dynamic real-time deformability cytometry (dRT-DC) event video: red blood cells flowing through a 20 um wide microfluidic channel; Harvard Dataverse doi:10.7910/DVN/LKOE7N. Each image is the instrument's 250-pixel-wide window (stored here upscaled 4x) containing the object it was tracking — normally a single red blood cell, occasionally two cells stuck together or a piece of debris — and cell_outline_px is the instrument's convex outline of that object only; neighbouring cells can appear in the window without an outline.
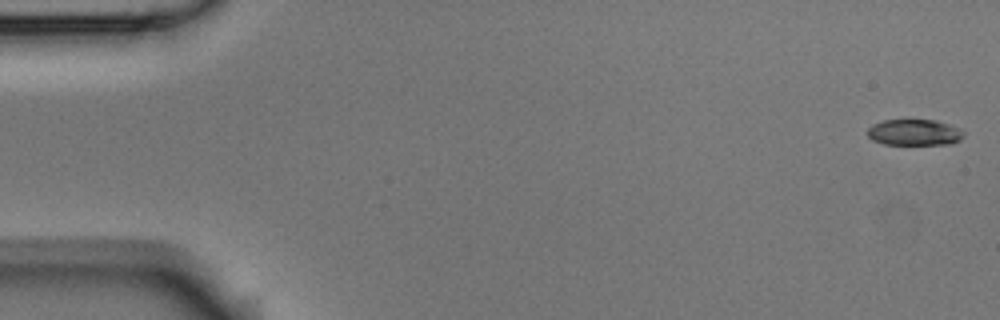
{"species": "Egyptian fruit bat (a non-hibernating species)", "species_latin": "Rousettus aegyptiacus", "temperature_condition": "room temperature", "stored_images_in_passage": 53, "camera_frame_rate_fps": 3000, "um_per_image_px": 0.085, "animal": {"sex": "male"}, "frame": {"image": 1, "passage_image": 1, "time_ms": 0.0, "image_size_px": [1000, 320], "cell_outline_px": [[964, 136], [960, 140], [952, 144], [884, 144], [872, 140], [868, 136], [868, 128], [872, 124], [884, 120], [908, 116], [936, 120], [948, 124], [964, 132]], "centroid_in_image_um": [77.69, 11.2], "position_along_channel_um": 7.3, "area_um2": 15.32}}
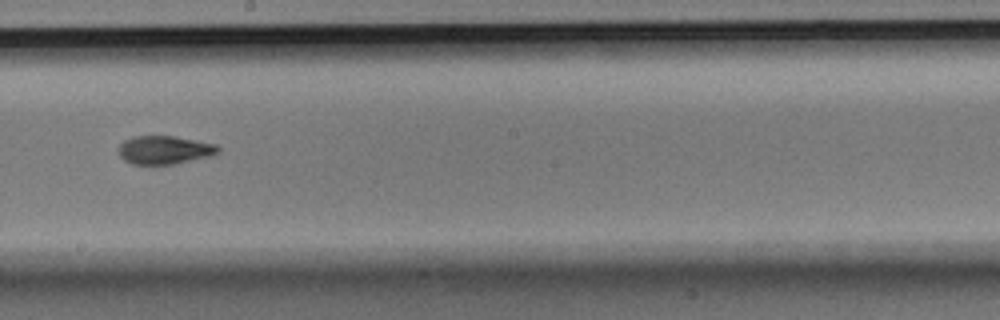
{"frame": {"image": 2, "passage_image": 30, "time_ms": 9.667, "image_size_px": [1000, 320], "cell_outline_px": [[220, 152], [208, 156], [172, 164], [132, 164], [124, 160], [120, 156], [120, 144], [124, 140], [132, 136], [176, 136], [216, 144], [220, 148]], "centroid_in_image_um": [13.98, 12.73], "position_along_channel_um": 234.2, "area_um2": 16.3}}
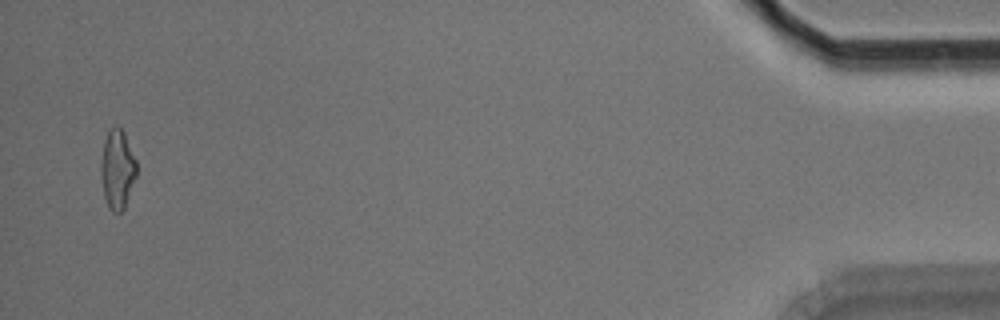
{"frame": {"image": 3, "passage_image": 52, "time_ms": 17.0, "image_size_px": [1000, 320], "cell_outline_px": [[136, 176], [124, 208], [120, 212], [112, 212], [108, 208], [104, 196], [100, 176], [100, 164], [104, 140], [108, 132], [116, 124], [124, 132], [136, 160]], "centroid_in_image_um": [9.96, 14.39], "position_along_channel_um": 425.2, "area_um2": 16.47}}